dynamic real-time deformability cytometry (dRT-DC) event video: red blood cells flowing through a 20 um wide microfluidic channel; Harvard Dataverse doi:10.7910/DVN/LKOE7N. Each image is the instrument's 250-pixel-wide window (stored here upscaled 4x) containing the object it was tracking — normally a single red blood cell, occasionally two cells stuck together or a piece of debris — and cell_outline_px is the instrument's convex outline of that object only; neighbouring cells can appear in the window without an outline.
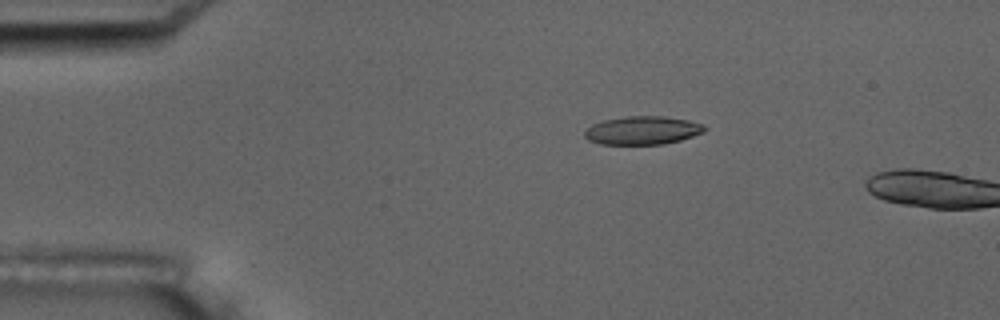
{"species": "common noctule bat (a hibernating species)", "species_latin": "Nyctalus noctula", "temperature_condition": "room temperature", "stored_images_in_passage": 4, "camera_frame_rate_fps": 3000, "um_per_image_px": 0.085, "animal": {"sex": "male", "body_mass_g": 17.5, "forearm_length_mm": 52.3}, "frame": {"image": 1, "passage_image": 3, "time_ms": 3.0, "image_size_px": [1000, 320], "cell_outline_px": [[708, 128], [704, 132], [680, 140], [664, 144], [600, 144], [588, 140], [584, 136], [584, 132], [592, 124], [604, 120], [624, 116], [664, 116], [688, 120], [704, 124]], "centroid_in_image_um": [54.63, 11.08], "position_along_channel_um": 30.4, "area_um2": 19.88}}